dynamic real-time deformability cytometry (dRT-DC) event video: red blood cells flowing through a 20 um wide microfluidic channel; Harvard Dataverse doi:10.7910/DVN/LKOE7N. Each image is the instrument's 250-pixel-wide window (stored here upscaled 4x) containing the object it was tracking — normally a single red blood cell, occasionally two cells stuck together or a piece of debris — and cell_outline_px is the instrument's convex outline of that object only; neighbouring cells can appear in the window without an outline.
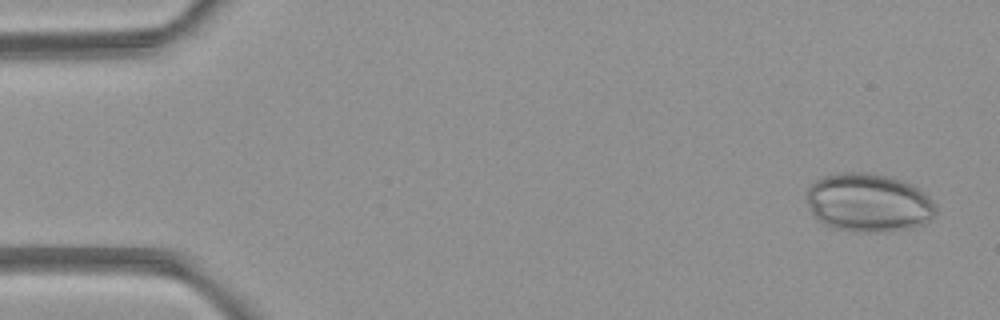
{"species": "common noctule bat (a hibernating species)", "species_latin": "Nyctalus noctula", "temperature_condition": "room temperature", "stored_images_in_passage": 5, "camera_frame_rate_fps": 3000, "um_per_image_px": 0.085, "animal": {"sex": "female", "body_mass_g": 21.9}, "frame": {"image": 1, "passage_image": 1, "time_ms": 0.0, "image_size_px": [1000, 320], "cell_outline_px": [[936, 212], [932, 220], [924, 224], [876, 232], [856, 232], [832, 228], [824, 224], [812, 212], [808, 204], [808, 188], [816, 180], [824, 176], [844, 172], [868, 172], [892, 176], [912, 184], [936, 208]], "centroid_in_image_um": [73.79, 17.21], "position_along_channel_um": 11.2, "area_um2": 43.47}}